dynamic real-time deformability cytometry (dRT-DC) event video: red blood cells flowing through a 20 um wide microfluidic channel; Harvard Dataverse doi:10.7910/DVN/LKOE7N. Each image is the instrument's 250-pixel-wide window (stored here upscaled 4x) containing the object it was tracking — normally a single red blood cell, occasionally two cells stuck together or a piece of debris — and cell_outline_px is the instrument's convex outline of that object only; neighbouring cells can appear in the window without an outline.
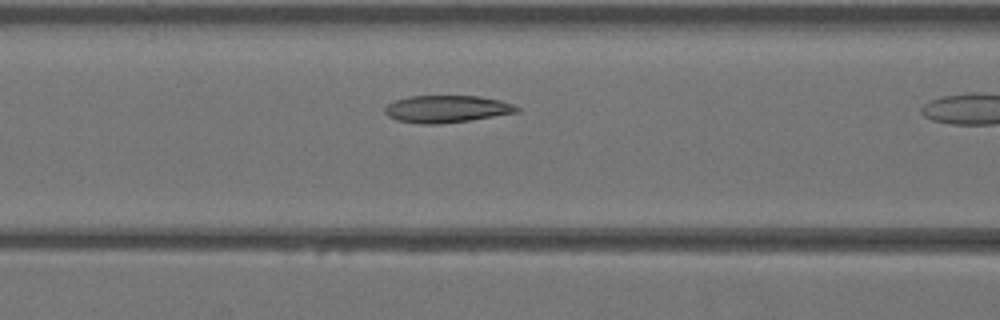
{"species": "Egyptian fruit bat (a non-hibernating species)", "species_latin": "Rousettus aegyptiacus", "temperature_condition": "warm", "stored_images_in_passage": 10, "camera_frame_rate_fps": 3000, "um_per_image_px": 0.085, "animal": {"sex": "female"}, "frame": {"image": 1, "passage_image": 9, "time_ms": 2.667, "image_size_px": [1000, 320], "cell_outline_px": [[520, 112], [468, 120], [440, 124], [420, 124], [396, 120], [388, 116], [384, 112], [384, 108], [388, 104], [396, 100], [408, 96], [480, 96], [500, 100], [512, 104], [520, 108]], "centroid_in_image_um": [37.96, 9.26], "position_along_channel_um": 128.6, "area_um2": 20.92}}